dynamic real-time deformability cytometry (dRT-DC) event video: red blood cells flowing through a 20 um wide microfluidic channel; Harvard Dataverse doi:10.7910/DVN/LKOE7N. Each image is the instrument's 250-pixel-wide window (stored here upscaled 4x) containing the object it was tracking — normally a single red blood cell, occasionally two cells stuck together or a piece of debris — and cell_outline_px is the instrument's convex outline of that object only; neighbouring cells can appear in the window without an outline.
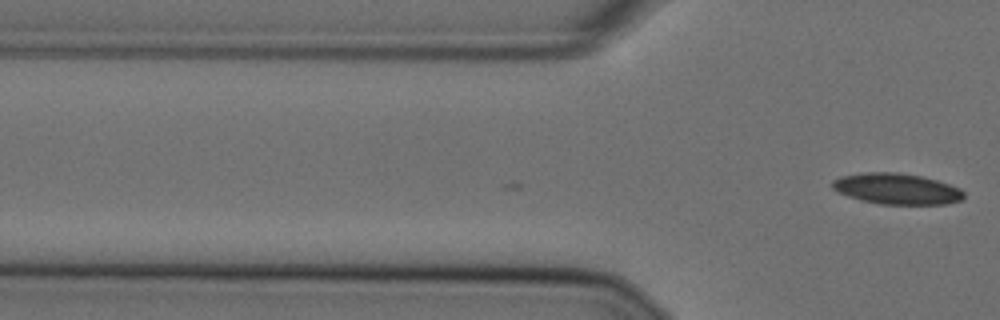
{"species": "Egyptian fruit bat (a non-hibernating species)", "species_latin": "Rousettus aegyptiacus", "temperature_condition": "cold", "stored_images_in_passage": 2, "camera_frame_rate_fps": 3000, "um_per_image_px": 0.085, "animal": {"sex": "female"}, "frame": {"image": 1, "passage_image": 2, "time_ms": 0.333, "image_size_px": [1000, 320], "cell_outline_px": [[964, 196], [960, 200], [944, 204], [880, 204], [860, 200], [836, 192], [832, 188], [832, 180], [840, 176], [860, 172], [896, 172], [920, 176], [936, 180], [960, 188], [964, 192]], "centroid_in_image_um": [76.16, 16.04], "position_along_channel_um": 49.6, "area_um2": 23.76}}